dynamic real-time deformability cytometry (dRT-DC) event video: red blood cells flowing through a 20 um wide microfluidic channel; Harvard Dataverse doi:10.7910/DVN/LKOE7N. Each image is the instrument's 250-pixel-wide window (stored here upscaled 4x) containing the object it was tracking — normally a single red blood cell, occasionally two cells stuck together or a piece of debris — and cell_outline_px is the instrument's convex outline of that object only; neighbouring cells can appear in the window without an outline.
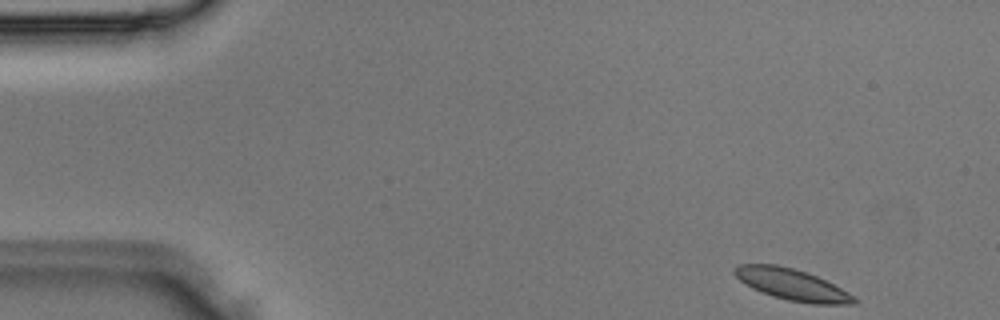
{"species": "Egyptian fruit bat (a non-hibernating species)", "species_latin": "Rousettus aegyptiacus", "temperature_condition": "room temperature", "stored_images_in_passage": 3, "segment_of_instrument_passage": [2, 2], "camera_frame_rate_fps": 3000, "um_per_image_px": 0.085, "animal": {"sex": "male"}, "frame": {"image": 1, "passage_image": 3, "time_ms": 0.667, "image_size_px": [1000, 320], "cell_outline_px": [[860, 300], [856, 304], [812, 304], [788, 300], [772, 296], [752, 288], [744, 284], [732, 272], [732, 268], [740, 264], [776, 264], [792, 268], [816, 276], [848, 292]], "centroid_in_image_um": [67.3, 24.19], "position_along_channel_um": 17.7, "area_um2": 21.73}}